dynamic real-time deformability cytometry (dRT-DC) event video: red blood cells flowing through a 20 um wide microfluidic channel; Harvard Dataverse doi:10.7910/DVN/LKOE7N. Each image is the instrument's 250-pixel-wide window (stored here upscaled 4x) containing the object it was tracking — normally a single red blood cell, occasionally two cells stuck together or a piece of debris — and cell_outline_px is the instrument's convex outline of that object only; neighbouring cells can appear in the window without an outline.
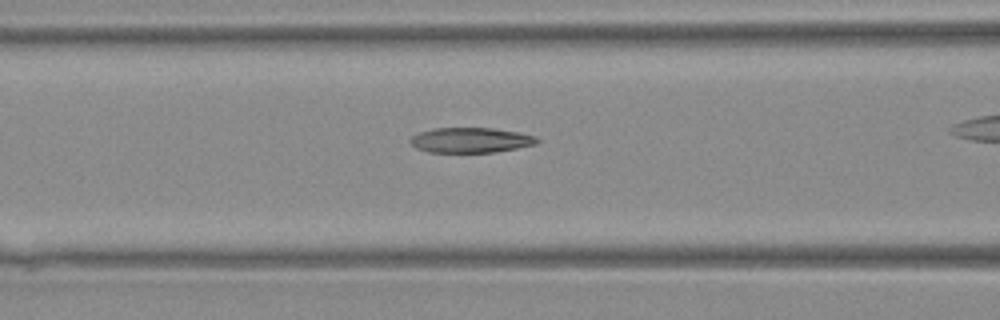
{"species": "Egyptian fruit bat (a non-hibernating species)", "species_latin": "Rousettus aegyptiacus", "temperature_condition": "warm", "stored_images_in_passage": 26, "camera_frame_rate_fps": 3000, "um_per_image_px": 0.085, "animal": {"sex": "female"}, "frame": {"image": 1, "passage_image": 9, "time_ms": 2.667, "image_size_px": [1000, 320], "cell_outline_px": [[540, 140], [536, 144], [496, 152], [428, 152], [416, 148], [408, 140], [412, 136], [420, 132], [436, 128], [492, 128], [520, 132], [536, 136]], "centroid_in_image_um": [40.03, 11.91], "position_along_channel_um": 126.6, "area_um2": 18.55}}
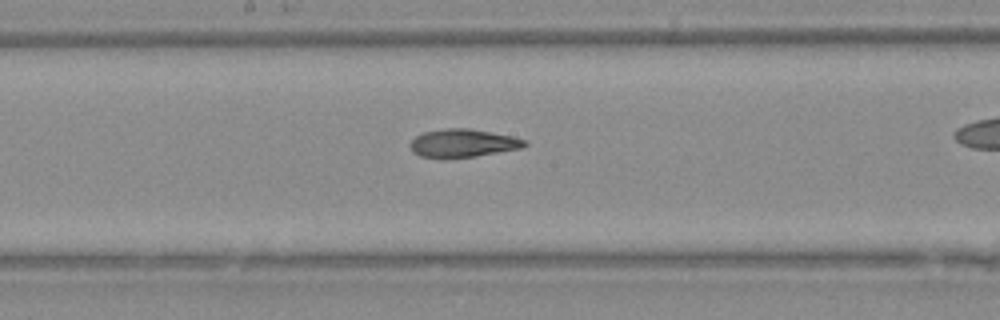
{"frame": {"image": 2, "passage_image": 14, "time_ms": 4.333, "image_size_px": [1000, 320], "cell_outline_px": [[528, 144], [520, 148], [476, 156], [420, 156], [412, 152], [408, 144], [416, 136], [424, 132], [444, 128], [468, 128], [512, 136], [528, 140]], "centroid_in_image_um": [39.35, 12.14], "position_along_channel_um": 208.8, "area_um2": 18.32}}
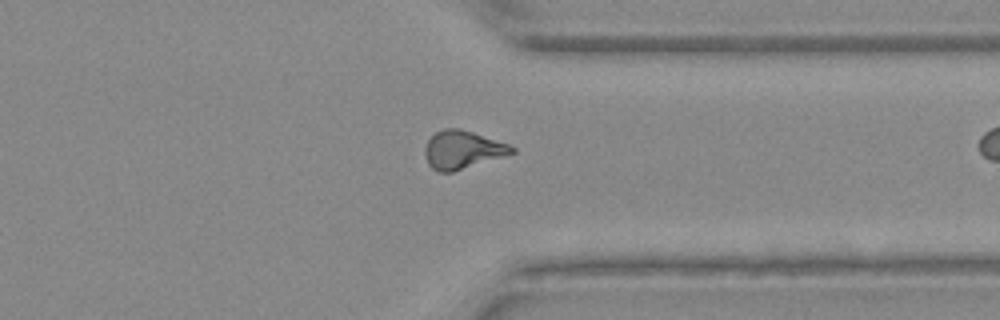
{"frame": {"image": 3, "passage_image": 24, "time_ms": 7.667, "image_size_px": [1000, 320], "cell_outline_px": [[516, 152], [504, 156], [452, 172], [436, 172], [428, 164], [424, 152], [424, 148], [428, 140], [436, 132], [444, 128], [460, 128], [508, 144], [516, 148]], "centroid_in_image_um": [39.29, 12.73], "position_along_channel_um": 372.1, "area_um2": 19.19}}